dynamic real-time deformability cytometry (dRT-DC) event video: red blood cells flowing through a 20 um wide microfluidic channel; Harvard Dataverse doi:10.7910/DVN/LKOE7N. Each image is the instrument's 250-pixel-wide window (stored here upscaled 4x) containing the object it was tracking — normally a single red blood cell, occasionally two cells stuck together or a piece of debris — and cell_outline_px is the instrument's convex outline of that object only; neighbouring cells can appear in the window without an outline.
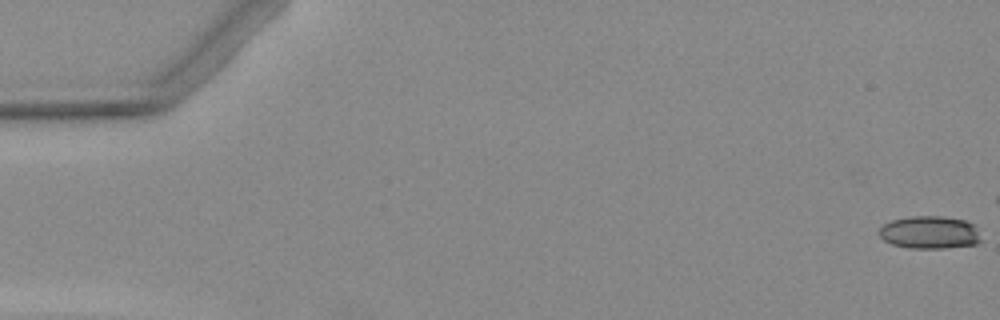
{"species": "Egyptian fruit bat (a non-hibernating species)", "species_latin": "Rousettus aegyptiacus", "temperature_condition": "warm", "stored_images_in_passage": 3, "camera_frame_rate_fps": 3000, "um_per_image_px": 0.085, "animal": {"sex": "female"}, "frame": {"image": 1, "passage_image": 1, "time_ms": 0.0, "image_size_px": [1000, 320], "cell_outline_px": [[984, 240], [976, 244], [944, 248], [908, 248], [892, 244], [884, 240], [876, 232], [884, 224], [892, 220], [912, 216], [940, 216], [964, 220], [972, 224], [976, 228]], "centroid_in_image_um": [79.03, 19.76], "position_along_channel_um": 6.0, "area_um2": 19.54}}